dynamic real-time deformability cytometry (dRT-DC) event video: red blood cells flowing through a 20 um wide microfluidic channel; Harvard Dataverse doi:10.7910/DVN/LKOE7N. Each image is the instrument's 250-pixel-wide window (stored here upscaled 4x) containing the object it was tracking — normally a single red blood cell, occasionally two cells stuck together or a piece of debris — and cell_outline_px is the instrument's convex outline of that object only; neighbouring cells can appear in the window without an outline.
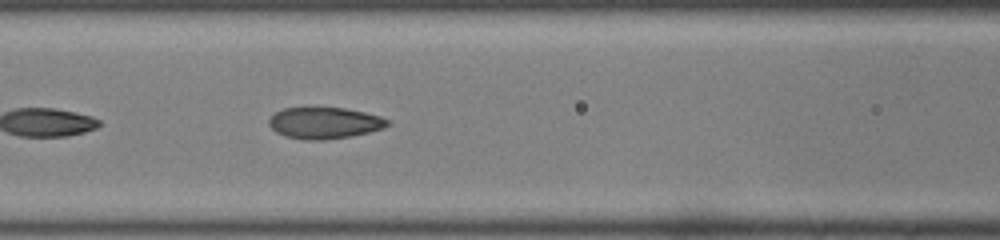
{"species": "common noctule bat (a hibernating species)", "species_latin": "Nyctalus noctula", "temperature_condition": "room temperature", "stored_images_in_passage": 37, "camera_frame_rate_fps": 3000, "um_per_image_px": 0.085, "animal": {"sex": "male", "body_mass_g": 19.0, "forearm_length_mm": 50.8}, "frame": {"image": 1, "passage_image": 22, "time_ms": 7.0, "image_size_px": [1000, 240], "cell_outline_px": [[388, 124], [384, 128], [352, 136], [324, 140], [304, 140], [284, 136], [276, 132], [268, 124], [268, 120], [276, 112], [284, 108], [308, 104], [344, 108], [364, 112], [380, 116], [388, 120]], "centroid_in_image_um": [27.52, 10.41], "position_along_channel_um": 139.1, "area_um2": 22.48}}